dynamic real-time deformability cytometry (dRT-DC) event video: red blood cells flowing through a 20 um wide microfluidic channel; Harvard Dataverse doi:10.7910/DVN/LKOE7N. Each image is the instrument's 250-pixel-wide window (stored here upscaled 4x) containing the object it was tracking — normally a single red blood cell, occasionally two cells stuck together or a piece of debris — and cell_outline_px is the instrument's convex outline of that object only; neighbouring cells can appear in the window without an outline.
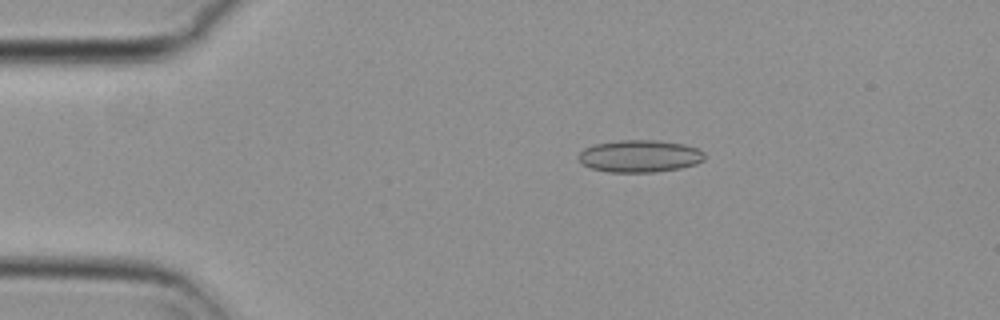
{"species": "common noctule bat (a hibernating species)", "species_latin": "Nyctalus noctula", "temperature_condition": "cold", "stored_images_in_passage": 37, "camera_frame_rate_fps": 3000, "um_per_image_px": 0.085, "animal": {"sex": "female", "body_mass_g": 29.2, "forearm_length_mm": 56.3}, "frame": {"image": 1, "passage_image": 1, "time_ms": 0.0, "image_size_px": [1000, 320], "cell_outline_px": [[704, 160], [696, 164], [680, 168], [656, 172], [608, 172], [592, 168], [584, 164], [580, 160], [580, 152], [584, 148], [596, 144], [620, 140], [656, 140], [684, 144], [696, 148], [704, 152]], "centroid_in_image_um": [54.41, 13.27], "position_along_channel_um": 30.6, "area_um2": 23.52}}
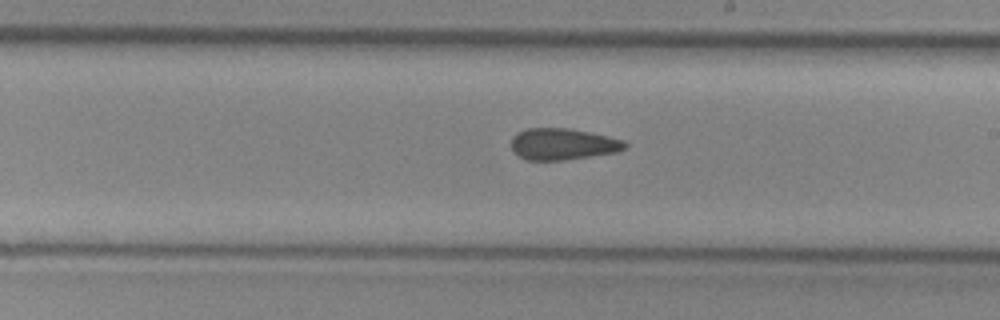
{"frame": {"image": 2, "passage_image": 22, "time_ms": 7.0, "image_size_px": [1000, 320], "cell_outline_px": [[628, 148], [616, 152], [564, 160], [524, 160], [512, 148], [512, 136], [516, 132], [528, 128], [568, 128], [588, 132], [624, 140], [628, 144]], "centroid_in_image_um": [47.84, 12.24], "position_along_channel_um": 241.2, "area_um2": 20.81}}
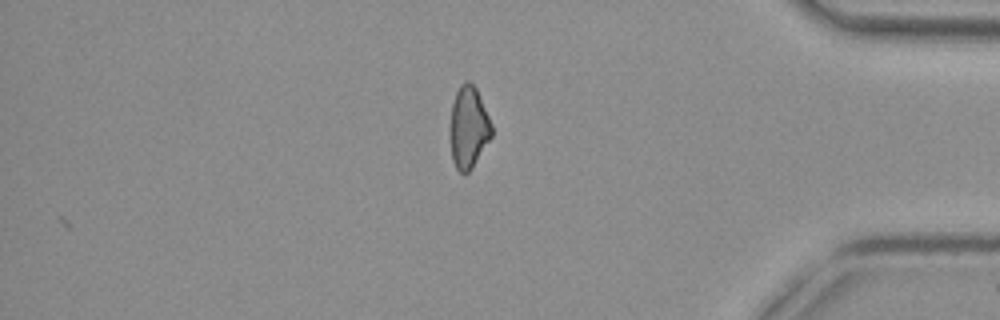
{"frame": {"image": 3, "passage_image": 37, "time_ms": 12.0, "image_size_px": [1000, 320], "cell_outline_px": [[492, 136], [472, 168], [464, 176], [456, 168], [452, 160], [452, 104], [456, 92], [460, 84], [464, 80], [468, 80], [476, 88], [492, 124]], "centroid_in_image_um": [39.85, 10.83], "position_along_channel_um": 395.3, "area_um2": 19.42}, "authors_computed_cell_mechanics": {"area_um2": 21.386, "velocity_mm_per_s": 3.7315, "shape_relaxation_time_tau1_ms": null, "shape_relaxation_time_tau2_ms": 3.4964, "deformation_change_tau1": null, "deformation_change_tau2": 0.1105}}